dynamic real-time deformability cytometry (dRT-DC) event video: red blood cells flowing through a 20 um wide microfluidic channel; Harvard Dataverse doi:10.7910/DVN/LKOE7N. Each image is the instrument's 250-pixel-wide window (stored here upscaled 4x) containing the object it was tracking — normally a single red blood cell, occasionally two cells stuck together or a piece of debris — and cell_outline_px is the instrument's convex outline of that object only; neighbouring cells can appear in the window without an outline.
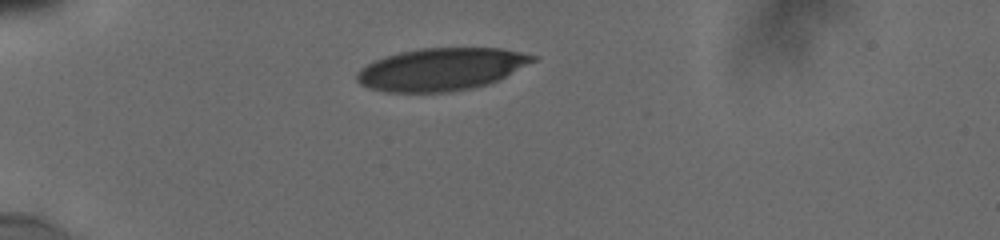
{"species": "human", "species_latin": "Homo sapiens", "temperature_condition": "cold", "stored_images_in_passage": 9, "camera_frame_rate_fps": 3000, "um_per_image_px": 0.085, "donor": {"sex": "male"}, "frame": {"image": 1, "passage_image": 1, "time_ms": 0.0, "image_size_px": [1000, 240], "cell_outline_px": [[540, 60], [488, 84], [472, 88], [448, 92], [388, 92], [368, 88], [360, 84], [356, 80], [356, 72], [360, 68], [376, 60], [400, 52], [420, 48], [500, 48], [540, 56]], "centroid_in_image_um": [37.55, 5.88], "position_along_channel_um": 47.5, "area_um2": 43.7}}